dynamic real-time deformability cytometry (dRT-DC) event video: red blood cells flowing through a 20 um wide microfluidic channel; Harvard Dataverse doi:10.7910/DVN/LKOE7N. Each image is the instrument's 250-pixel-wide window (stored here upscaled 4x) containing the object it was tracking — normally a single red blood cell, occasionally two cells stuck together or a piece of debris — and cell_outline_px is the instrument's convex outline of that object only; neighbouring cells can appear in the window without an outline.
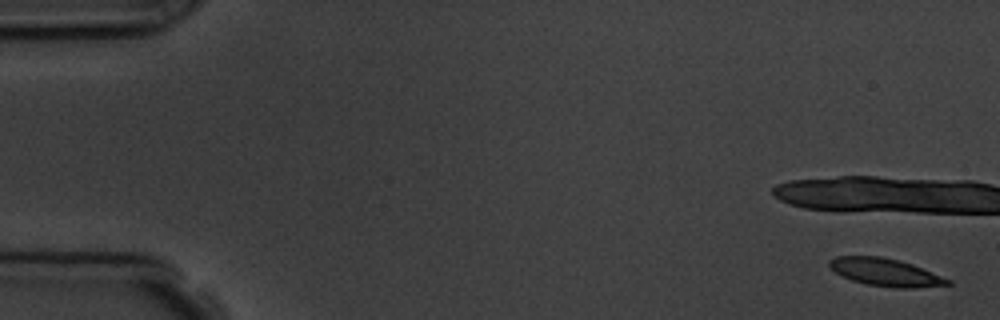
{"species": "common noctule bat (a hibernating species)", "species_latin": "Nyctalus noctula", "temperature_condition": "room temperature", "stored_images_in_passage": 7, "camera_frame_rate_fps": 3000, "um_per_image_px": 0.085, "animal": {"sex": "male", "body_mass_g": 19.5, "forearm_length_mm": 54.6}, "frame": {"image": 1, "passage_image": 1, "time_ms": 0.0, "image_size_px": [1000, 320], "cell_outline_px": [[952, 284], [916, 288], [896, 288], [868, 284], [852, 280], [836, 272], [828, 264], [828, 260], [836, 256], [880, 256], [900, 260], [912, 264], [952, 280]], "centroid_in_image_um": [75.29, 23.14], "position_along_channel_um": 9.7, "area_um2": 18.96}}
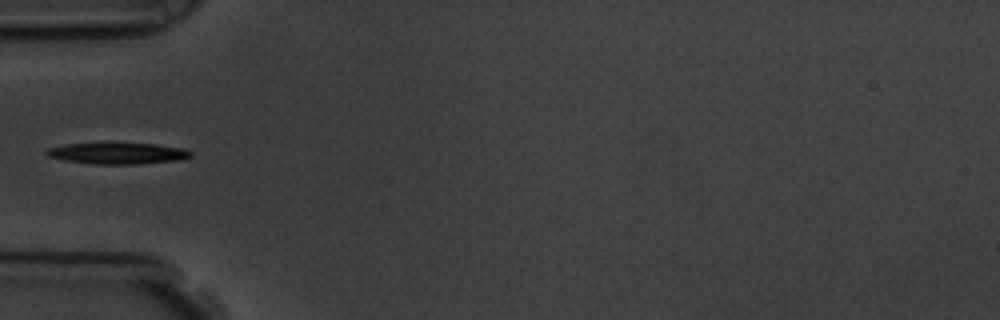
{"frame": {"image": 2, "passage_image": 6, "time_ms": 6.667, "image_size_px": [1000, 320], "cell_outline_px": [[192, 156], [180, 160], [136, 164], [92, 164], [64, 160], [48, 156], [44, 152], [48, 148], [68, 144], [156, 144], [184, 148], [192, 152]], "centroid_in_image_um": [10.03, 13.05], "position_along_channel_um": 75.0, "area_um2": 17.63}}